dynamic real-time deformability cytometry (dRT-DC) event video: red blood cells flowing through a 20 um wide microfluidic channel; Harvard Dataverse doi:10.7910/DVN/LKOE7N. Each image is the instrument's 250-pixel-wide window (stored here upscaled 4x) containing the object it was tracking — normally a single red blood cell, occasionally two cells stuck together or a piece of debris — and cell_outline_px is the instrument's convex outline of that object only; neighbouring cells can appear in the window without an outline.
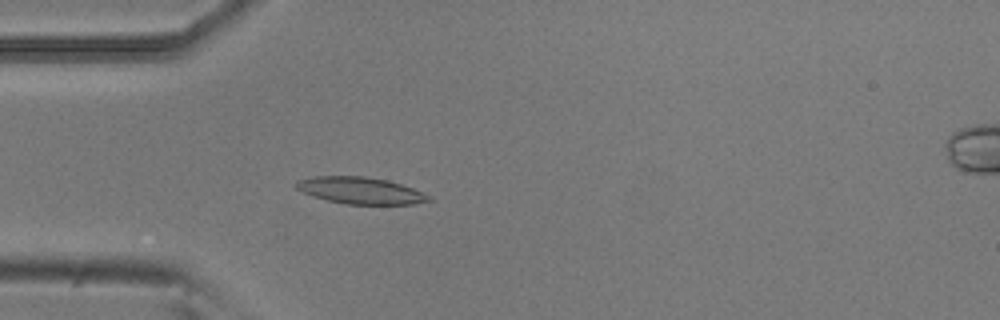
{"species": "common noctule bat (a hibernating species)", "species_latin": "Nyctalus noctula", "temperature_condition": "room temperature", "stored_images_in_passage": 53, "camera_frame_rate_fps": 3000, "um_per_image_px": 0.085, "animal": {"sex": "male", "body_mass_g": 20.5, "forearm_length_mm": 52.5}, "frame": {"image": 1, "passage_image": 15, "time_ms": 4.667, "image_size_px": [1000, 320], "cell_outline_px": [[436, 200], [412, 204], [344, 204], [312, 196], [296, 188], [292, 184], [296, 180], [316, 176], [364, 176], [388, 180], [412, 188], [432, 196]], "centroid_in_image_um": [30.65, 16.19], "position_along_channel_um": 54.4, "area_um2": 20.81}}
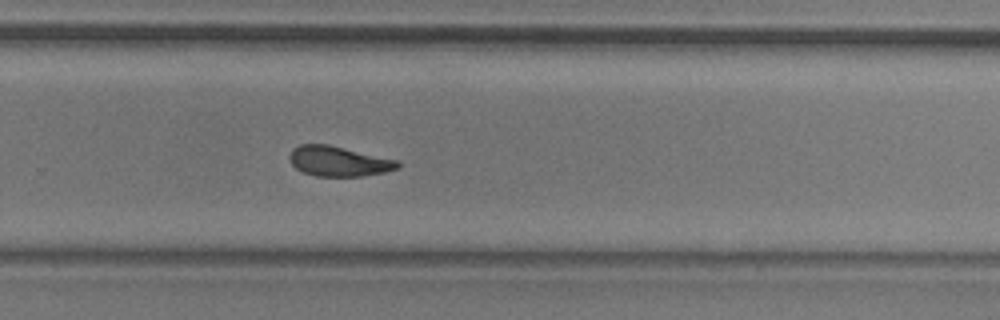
{"frame": {"image": 2, "passage_image": 35, "time_ms": 11.333, "image_size_px": [1000, 320], "cell_outline_px": [[400, 168], [384, 172], [360, 176], [316, 176], [304, 172], [296, 168], [292, 164], [288, 156], [292, 148], [300, 144], [328, 144], [400, 160]], "centroid_in_image_um": [28.8, 13.69], "position_along_channel_um": 301.0, "area_um2": 19.07}}
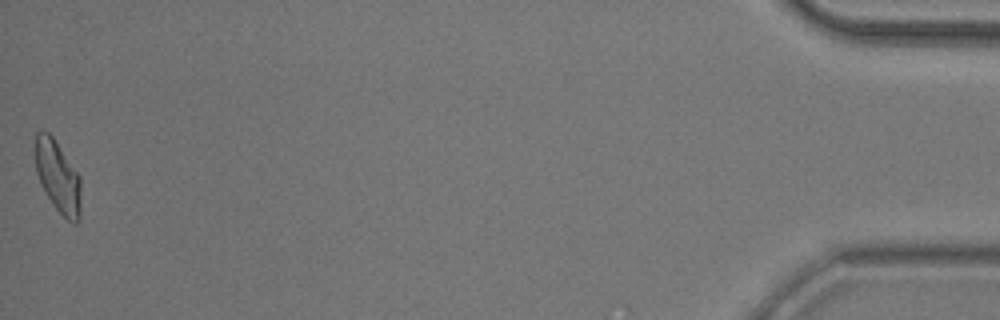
{"frame": {"image": 3, "passage_image": 53, "time_ms": 17.333, "image_size_px": [1000, 320], "cell_outline_px": [[80, 220], [76, 224], [72, 224], [52, 204], [40, 184], [36, 172], [36, 132], [48, 132], [52, 136], [80, 176]], "centroid_in_image_um": [4.93, 15.06], "position_along_channel_um": 430.3, "area_um2": 18.9}, "authors_computed_cell_mechanics": {"area_um2": 19.4786, "velocity_mm_per_s": 3.7815, "shape_relaxation_time_tau1_ms": 7.4302, "shape_relaxation_time_tau2_ms": 3.8799, "deformation_change_tau1": 0.196, "deformation_change_tau2": 0.1195}}